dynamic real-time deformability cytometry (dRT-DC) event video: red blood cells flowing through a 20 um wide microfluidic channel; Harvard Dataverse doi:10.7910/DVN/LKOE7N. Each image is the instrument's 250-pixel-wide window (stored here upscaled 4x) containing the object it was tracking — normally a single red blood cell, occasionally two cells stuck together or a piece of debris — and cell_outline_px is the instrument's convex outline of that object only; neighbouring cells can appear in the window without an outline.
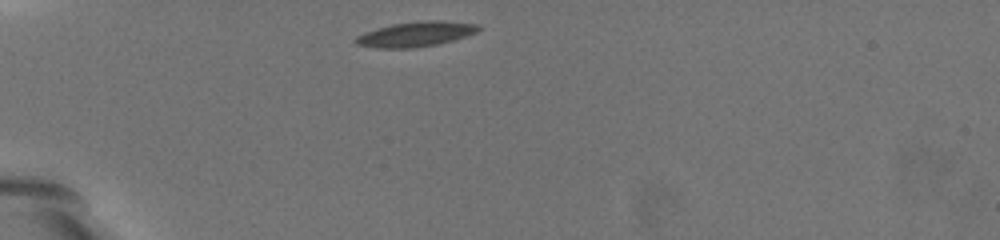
{"species": "common noctule bat (a hibernating species)", "species_latin": "Nyctalus noctula", "temperature_condition": "warm", "stored_images_in_passage": 36, "camera_frame_rate_fps": 3000, "um_per_image_px": 0.085, "animal": {"sex": "female", "body_mass_g": 19.5, "forearm_length_mm": 54.1}, "frame": {"image": 1, "passage_image": 1, "time_ms": 0.0, "image_size_px": [1000, 240], "cell_outline_px": [[480, 28], [476, 32], [452, 40], [436, 44], [408, 48], [380, 48], [356, 44], [352, 40], [356, 36], [364, 32], [376, 28], [392, 24], [424, 20], [444, 20], [476, 24]], "centroid_in_image_um": [35.28, 2.89], "position_along_channel_um": 49.7, "area_um2": 17.69}}
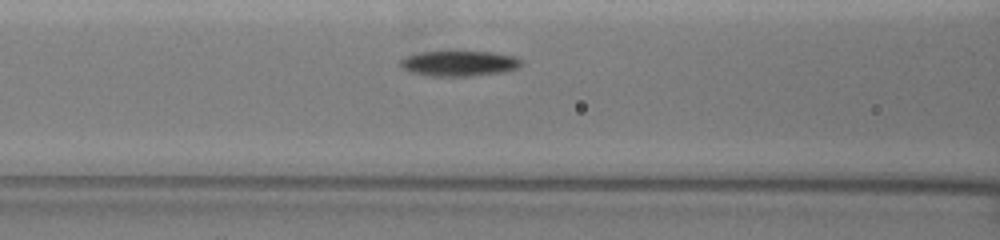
{"frame": {"image": 2, "passage_image": 11, "time_ms": 3.333, "image_size_px": [1000, 240], "cell_outline_px": [[520, 64], [516, 68], [504, 72], [468, 76], [432, 76], [412, 72], [404, 68], [400, 64], [400, 60], [404, 56], [416, 52], [452, 48], [456, 48], [492, 52], [512, 56], [520, 60]], "centroid_in_image_um": [38.95, 5.32], "position_along_channel_um": 127.7, "area_um2": 18.73}}
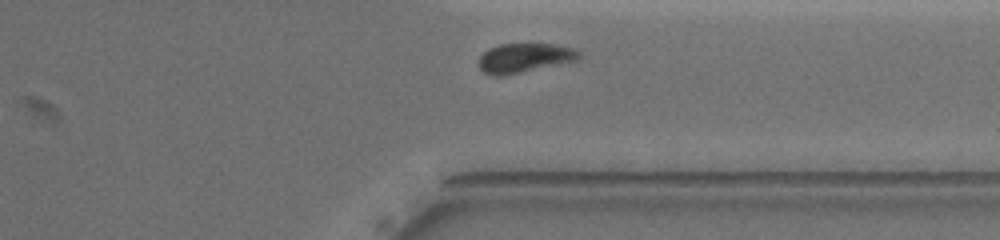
{"frame": {"image": 3, "passage_image": 33, "time_ms": 10.667, "image_size_px": [1000, 240], "cell_outline_px": [[580, 56], [576, 60], [516, 72], [484, 72], [480, 68], [480, 56], [488, 48], [500, 44], [556, 44], [572, 48], [580, 52]], "centroid_in_image_um": [44.62, 4.84], "position_along_channel_um": 366.8, "area_um2": 15.95}, "authors_computed_cell_mechanics": {"area_um2": 18.0625, "velocity_mm_per_s": 3.2683, "shape_relaxation_time_tau1_ms": 3.7621, "shape_relaxation_time_tau2_ms": 5.1253, "deformation_change_tau1": 0.1217, "deformation_change_tau2": 0.1088}}